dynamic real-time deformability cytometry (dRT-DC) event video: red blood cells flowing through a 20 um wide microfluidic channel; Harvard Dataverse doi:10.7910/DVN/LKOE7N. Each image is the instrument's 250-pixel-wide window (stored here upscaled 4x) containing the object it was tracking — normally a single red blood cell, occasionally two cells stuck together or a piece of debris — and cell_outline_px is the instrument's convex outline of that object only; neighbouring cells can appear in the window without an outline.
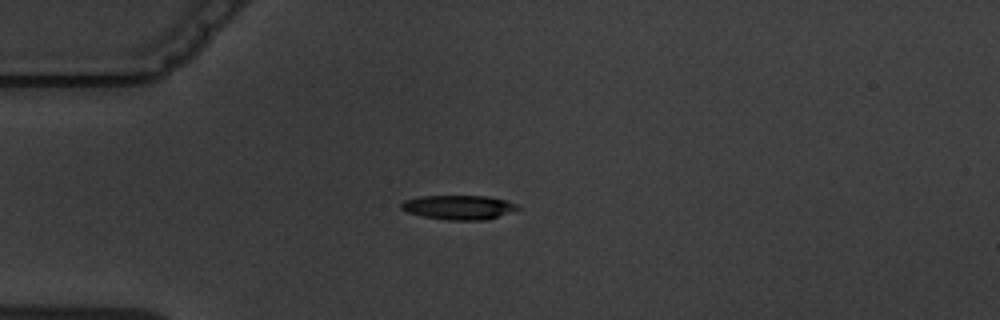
{"species": "common noctule bat (a hibernating species)", "species_latin": "Nyctalus noctula", "temperature_condition": "warm", "stored_images_in_passage": 5, "camera_frame_rate_fps": 3000, "um_per_image_px": 0.085, "animal": {"sex": "male", "body_mass_g": 19.5, "forearm_length_mm": 54.6}, "frame": {"image": 1, "passage_image": 5, "time_ms": 4.667, "image_size_px": [1000, 320], "cell_outline_px": [[520, 208], [488, 220], [448, 220], [424, 216], [408, 212], [400, 208], [400, 204], [404, 200], [420, 196], [488, 196], [508, 200], [516, 204]], "centroid_in_image_um": [39.0, 17.61], "position_along_channel_um": 46.0, "area_um2": 16.47}}